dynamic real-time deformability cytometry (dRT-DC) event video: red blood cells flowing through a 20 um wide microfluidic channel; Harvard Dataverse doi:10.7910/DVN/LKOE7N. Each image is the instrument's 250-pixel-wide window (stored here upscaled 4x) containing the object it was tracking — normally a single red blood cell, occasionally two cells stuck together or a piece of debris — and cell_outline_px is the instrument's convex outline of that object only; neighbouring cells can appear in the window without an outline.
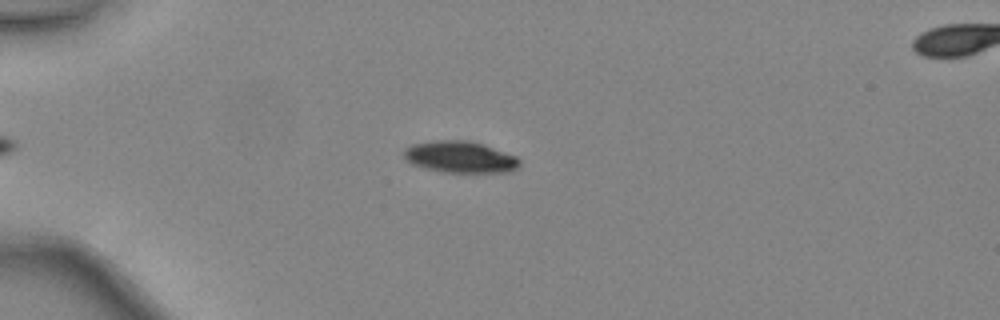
{"species": "common noctule bat (a hibernating species)", "species_latin": "Nyctalus noctula", "temperature_condition": "warm", "stored_images_in_passage": 33, "camera_frame_rate_fps": 3000, "um_per_image_px": 0.085, "animal": {"sex": "female", "body_mass_g": 24.6, "forearm_length_mm": 56.2}, "frame": {"image": 1, "passage_image": 3, "time_ms": 0.667, "image_size_px": [1000, 320], "cell_outline_px": [[520, 164], [516, 168], [508, 172], [440, 172], [424, 168], [412, 164], [404, 156], [404, 148], [412, 144], [436, 140], [468, 140], [484, 144], [516, 156], [520, 160]], "centroid_in_image_um": [39.1, 13.34], "position_along_channel_um": 45.9, "area_um2": 21.33}}
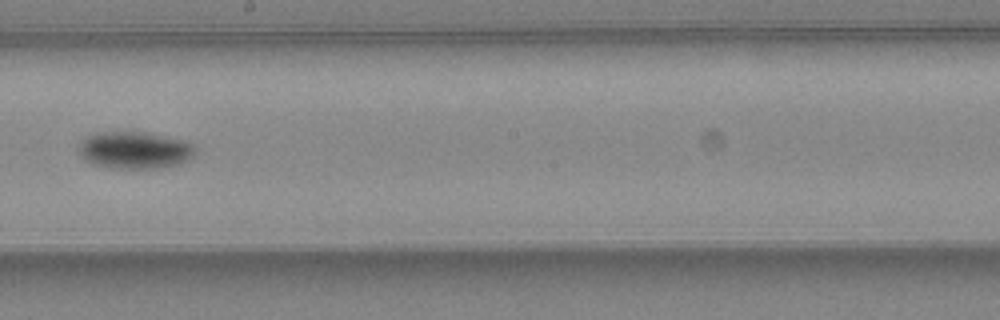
{"frame": {"image": 2, "passage_image": 18, "time_ms": 5.667, "image_size_px": [1000, 320], "cell_outline_px": [[196, 152], [188, 160], [180, 164], [156, 168], [112, 168], [92, 164], [84, 160], [80, 156], [76, 148], [92, 132], [132, 128], [184, 140], [192, 144], [196, 148]], "centroid_in_image_um": [11.41, 12.7], "position_along_channel_um": 236.8, "area_um2": 26.36}}
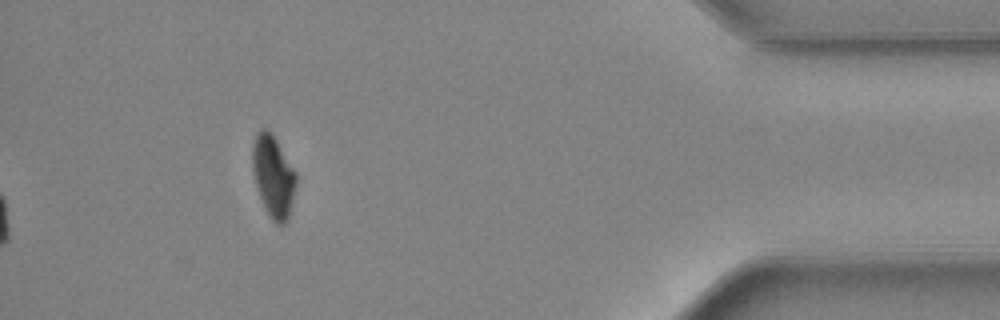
{"frame": {"image": 3, "passage_image": 33, "time_ms": 10.667, "image_size_px": [1000, 320], "cell_outline_px": [[296, 184], [288, 220], [284, 224], [276, 224], [272, 220], [260, 196], [252, 172], [252, 144], [256, 132], [260, 128], [268, 128], [276, 140], [296, 172]], "centroid_in_image_um": [23.21, 14.94], "position_along_channel_um": 412.0, "area_um2": 20.69}, "authors_computed_cell_mechanics": {"area_um2": 23.3512, "velocity_mm_per_s": 4.4672, "shape_relaxation_time_tau1_ms": 1.505, "shape_relaxation_time_tau2_ms": null, "deformation_change_tau1": 0.1195, "deformation_change_tau2": null}}